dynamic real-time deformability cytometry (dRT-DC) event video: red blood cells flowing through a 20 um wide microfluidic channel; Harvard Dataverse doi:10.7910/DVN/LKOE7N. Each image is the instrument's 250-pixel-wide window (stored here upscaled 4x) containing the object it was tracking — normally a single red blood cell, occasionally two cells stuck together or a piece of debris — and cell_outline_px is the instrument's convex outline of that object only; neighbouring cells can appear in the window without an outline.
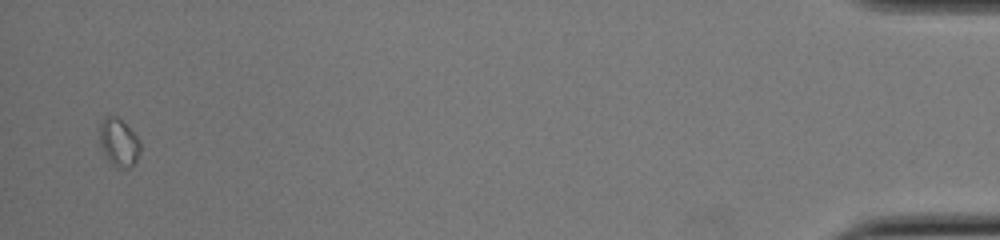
{"species": "common noctule bat (a hibernating species)", "species_latin": "Nyctalus noctula", "temperature_condition": "cold", "stored_images_in_passage": 52, "camera_frame_rate_fps": 3000, "um_per_image_px": 0.085, "animal": {"sex": "female", "body_mass_g": 22.0, "forearm_length_mm": 56.7}, "frame": {"image": 1, "passage_image": 51, "time_ms": 16.667, "image_size_px": [1000, 240], "cell_outline_px": [[140, 152], [132, 168], [116, 168], [112, 164], [100, 148], [100, 120], [104, 116], [116, 116], [140, 140]], "centroid_in_image_um": [10.08, 12.13], "position_along_channel_um": 425.1, "area_um2": 11.33}}